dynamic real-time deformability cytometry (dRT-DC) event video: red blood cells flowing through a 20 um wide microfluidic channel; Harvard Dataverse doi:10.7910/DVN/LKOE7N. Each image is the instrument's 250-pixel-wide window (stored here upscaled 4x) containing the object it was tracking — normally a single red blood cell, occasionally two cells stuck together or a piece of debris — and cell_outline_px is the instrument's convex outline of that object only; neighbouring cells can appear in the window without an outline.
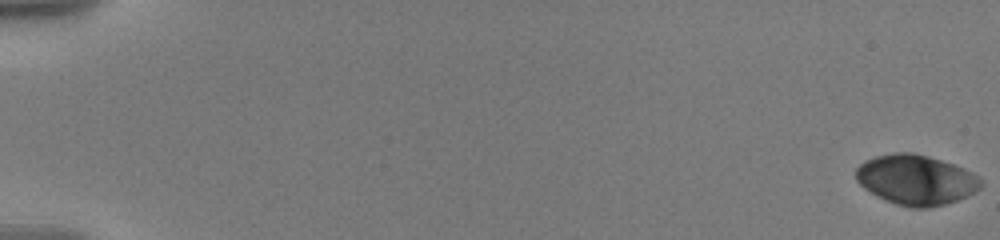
{"species": "human", "species_latin": "Homo sapiens", "temperature_condition": "warm", "stored_images_in_passage": 35, "camera_frame_rate_fps": 3000, "um_per_image_px": 0.085, "donor": {"sex": "male"}, "frame": {"image": 1, "passage_image": 1, "time_ms": 0.0, "image_size_px": [1000, 240], "cell_outline_px": [[984, 184], [980, 188], [956, 200], [944, 204], [924, 208], [912, 208], [896, 204], [884, 200], [876, 196], [864, 188], [856, 180], [856, 168], [864, 160], [876, 156], [896, 152], [912, 152], [928, 156], [964, 168], [980, 176], [984, 180]], "centroid_in_image_um": [77.85, 15.28], "position_along_channel_um": 7.2, "area_um2": 36.41}}
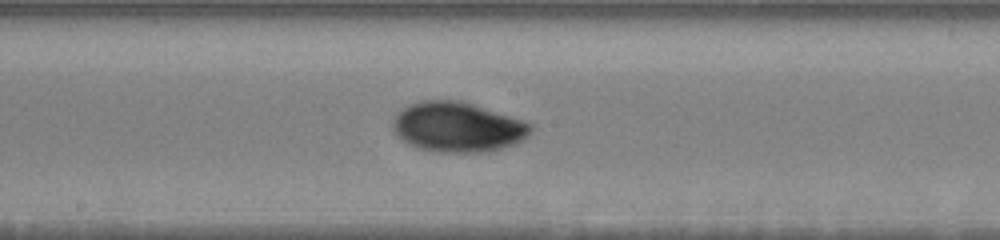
{"frame": {"image": 2, "passage_image": 20, "time_ms": 11.0, "image_size_px": [1000, 240], "cell_outline_px": [[532, 132], [524, 140], [500, 148], [480, 152], [448, 152], [420, 148], [408, 144], [400, 140], [396, 136], [392, 128], [392, 120], [396, 112], [400, 108], [408, 104], [420, 100], [464, 100], [524, 120], [532, 124]], "centroid_in_image_um": [38.87, 10.76], "position_along_channel_um": 209.3, "area_um2": 40.63}}
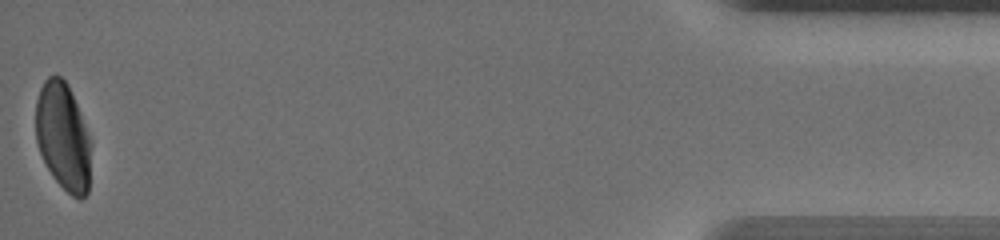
{"frame": {"image": 3, "passage_image": 35, "time_ms": 19.333, "image_size_px": [1000, 240], "cell_outline_px": [[92, 144], [88, 192], [80, 200], [72, 196], [52, 176], [40, 152], [36, 140], [36, 100], [40, 88], [44, 80], [48, 76], [56, 72], [68, 84]], "centroid_in_image_um": [5.36, 11.6], "position_along_channel_um": 429.8, "area_um2": 34.74}, "authors_computed_cell_mechanics": {"area_um2": 37.0498, "velocity_mm_per_s": 3.5673, "shape_relaxation_time_tau1_ms": 6.1595, "shape_relaxation_time_tau2_ms": 1.2318, "deformation_change_tau1": 0.1669, "deformation_change_tau2": 0.0293}}